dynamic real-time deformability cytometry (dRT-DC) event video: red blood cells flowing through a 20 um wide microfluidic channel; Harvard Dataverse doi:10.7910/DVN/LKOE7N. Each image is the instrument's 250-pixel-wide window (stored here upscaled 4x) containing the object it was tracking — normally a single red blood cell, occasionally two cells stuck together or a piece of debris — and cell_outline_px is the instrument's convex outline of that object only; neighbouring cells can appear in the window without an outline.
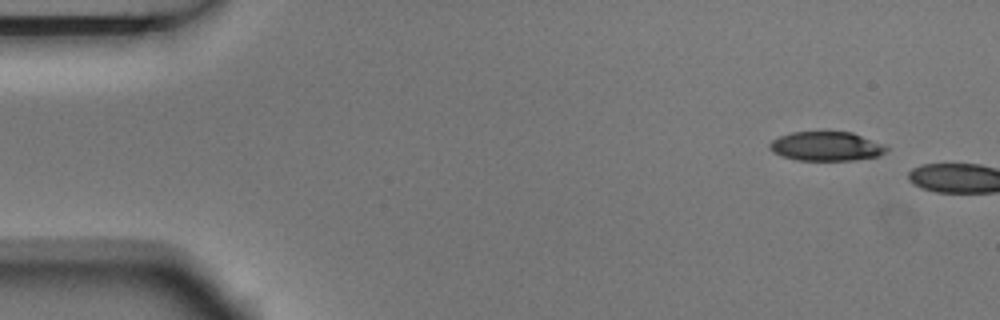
{"species": "Egyptian fruit bat (a non-hibernating species)", "species_latin": "Rousettus aegyptiacus", "temperature_condition": "room temperature", "stored_images_in_passage": 5, "camera_frame_rate_fps": 3000, "um_per_image_px": 0.085, "animal": {"sex": "male"}, "frame": {"image": 1, "passage_image": 1, "time_ms": 0.0, "image_size_px": [1000, 320], "cell_outline_px": [[888, 148], [880, 156], [856, 160], [796, 160], [780, 156], [772, 152], [768, 148], [768, 144], [772, 140], [780, 136], [792, 132], [828, 128], [852, 132], [884, 144]], "centroid_in_image_um": [70.2, 12.38], "position_along_channel_um": 14.8, "area_um2": 20.87}}
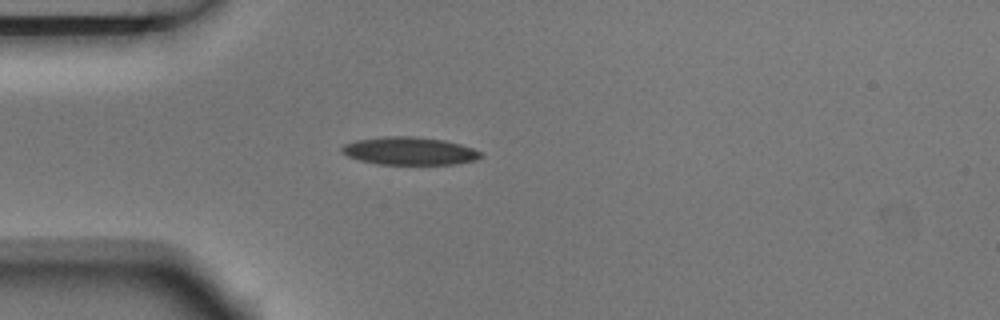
{"frame": {"image": 2, "passage_image": 5, "time_ms": 1.333, "image_size_px": [1000, 320], "cell_outline_px": [[484, 156], [476, 160], [456, 164], [376, 164], [360, 160], [348, 156], [340, 152], [340, 148], [344, 144], [356, 140], [384, 136], [412, 136], [444, 140], [460, 144], [484, 152]], "centroid_in_image_um": [34.82, 12.83], "position_along_channel_um": 50.2, "area_um2": 22.72}}